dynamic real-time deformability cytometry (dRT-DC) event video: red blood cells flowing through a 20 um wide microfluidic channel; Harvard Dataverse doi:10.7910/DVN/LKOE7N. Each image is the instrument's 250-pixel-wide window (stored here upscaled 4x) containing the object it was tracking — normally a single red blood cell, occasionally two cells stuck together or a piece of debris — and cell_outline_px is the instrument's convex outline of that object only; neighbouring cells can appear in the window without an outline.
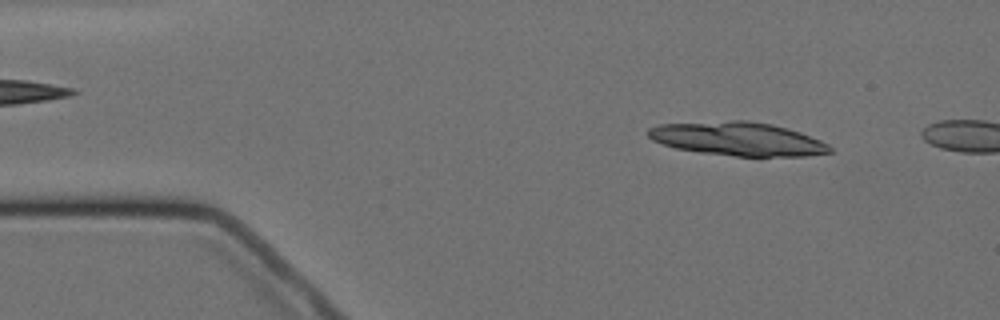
{"species": "Egyptian fruit bat (a non-hibernating species)", "species_latin": "Rousettus aegyptiacus", "temperature_condition": "cold", "stored_images_in_passage": 2, "camera_frame_rate_fps": 3000, "um_per_image_px": 0.085, "animal": {"sex": "female"}, "frame": {"image": 1, "passage_image": 1, "time_ms": 0.0, "image_size_px": [1000, 320], "cell_outline_px": [[832, 152], [804, 156], [736, 156], [700, 152], [676, 148], [652, 140], [648, 136], [648, 128], [660, 124], [732, 120], [748, 120], [772, 124], [788, 128], [800, 132], [820, 140], [828, 144], [832, 148]], "centroid_in_image_um": [62.72, 11.8], "position_along_channel_um": 22.3, "area_um2": 35.49}}